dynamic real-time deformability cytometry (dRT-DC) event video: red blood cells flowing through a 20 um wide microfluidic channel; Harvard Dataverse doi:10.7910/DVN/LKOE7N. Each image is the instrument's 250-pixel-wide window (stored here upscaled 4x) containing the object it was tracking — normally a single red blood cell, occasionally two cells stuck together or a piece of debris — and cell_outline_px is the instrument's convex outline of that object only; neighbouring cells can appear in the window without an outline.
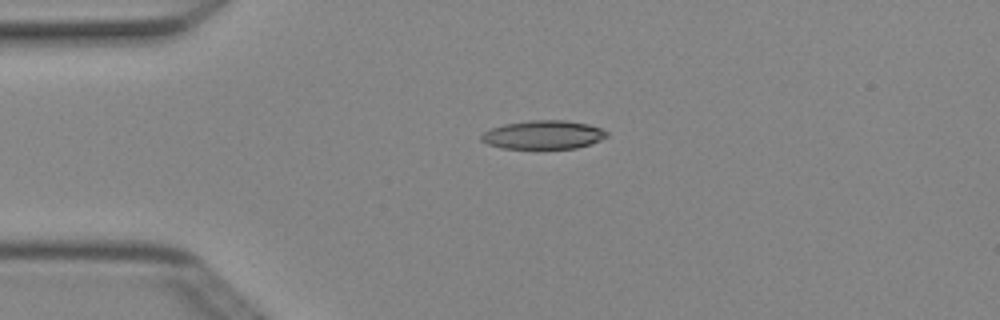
{"species": "Egyptian fruit bat (a non-hibernating species)", "species_latin": "Rousettus aegyptiacus", "temperature_condition": "cold", "stored_images_in_passage": 6, "camera_frame_rate_fps": 3000, "um_per_image_px": 0.085, "animal": {"sex": "female"}, "frame": {"image": 1, "passage_image": 3, "time_ms": 0.667, "image_size_px": [1000, 320], "cell_outline_px": [[608, 136], [600, 140], [576, 148], [500, 148], [488, 144], [480, 140], [480, 136], [484, 132], [492, 128], [504, 124], [528, 120], [564, 120], [588, 124], [600, 128], [608, 132]], "centroid_in_image_um": [46.16, 11.45], "position_along_channel_um": 38.8, "area_um2": 20.81}}
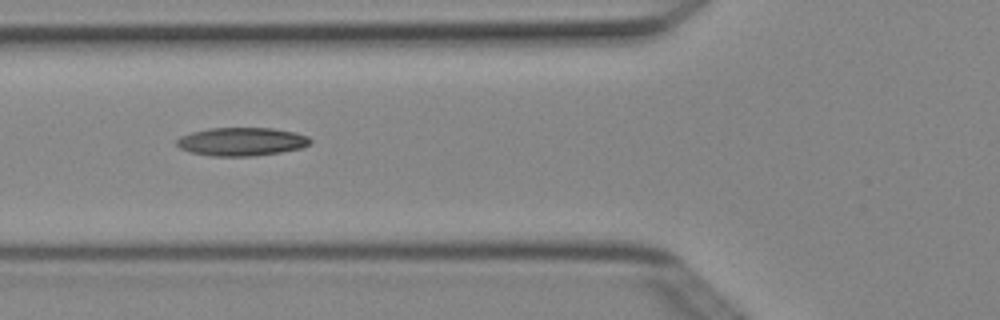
{"frame": {"image": 2, "passage_image": 5, "time_ms": 1.333, "image_size_px": [1000, 320], "cell_outline_px": [[312, 140], [308, 144], [300, 148], [280, 152], [252, 156], [212, 156], [188, 152], [180, 148], [176, 144], [176, 140], [180, 136], [192, 132], [208, 128], [272, 128], [296, 132], [308, 136]], "centroid_in_image_um": [20.51, 12.03], "position_along_channel_um": 105.3, "area_um2": 22.08}}
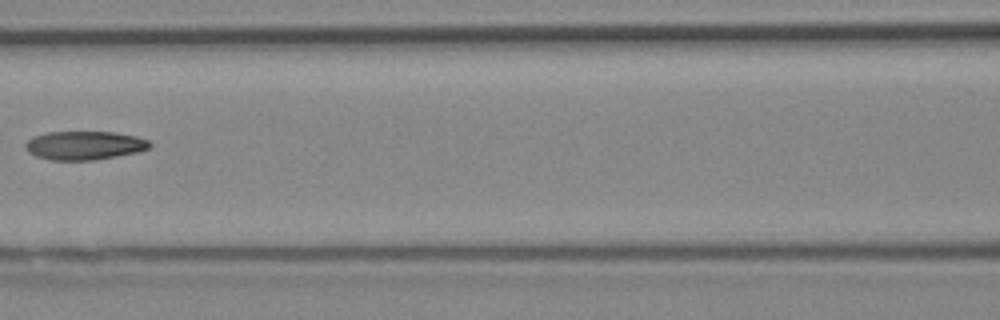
{"frame": {"image": 3, "passage_image": 6, "time_ms": 1.667, "image_size_px": [1000, 320], "cell_outline_px": [[152, 144], [148, 148], [140, 152], [96, 160], [48, 160], [36, 156], [28, 152], [24, 148], [24, 144], [32, 136], [48, 132], [116, 132], [136, 136], [148, 140]], "centroid_in_image_um": [7.17, 12.36], "position_along_channel_um": 159.4, "area_um2": 21.04}}